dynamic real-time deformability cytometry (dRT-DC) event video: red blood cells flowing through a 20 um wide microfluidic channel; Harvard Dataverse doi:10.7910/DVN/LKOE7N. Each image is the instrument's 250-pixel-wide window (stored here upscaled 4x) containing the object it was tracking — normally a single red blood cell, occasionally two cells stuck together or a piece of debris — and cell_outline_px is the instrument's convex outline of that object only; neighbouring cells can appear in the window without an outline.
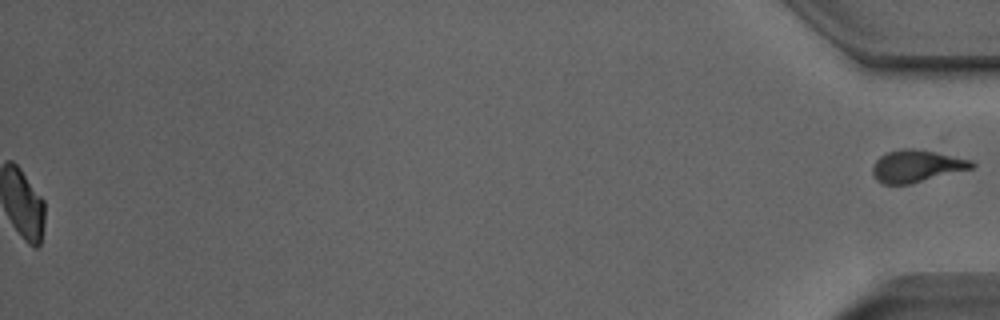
{"species": "Egyptian fruit bat (a non-hibernating species)", "species_latin": "Rousettus aegyptiacus", "temperature_condition": "room temperature", "stored_images_in_passage": 51, "segment_of_instrument_passage": [2, 2], "camera_frame_rate_fps": 3000, "um_per_image_px": 0.085, "animal": {"sex": "male"}, "frame": {"image": 1, "passage_image": 51, "time_ms": 16.667, "image_size_px": [1000, 320], "cell_outline_px": [[976, 164], [972, 168], [912, 184], [880, 184], [876, 180], [872, 172], [872, 164], [880, 156], [888, 152], [900, 148], [912, 148], [972, 160]], "centroid_in_image_um": [77.86, 14.13], "position_along_channel_um": 357.3, "area_um2": 18.55}}